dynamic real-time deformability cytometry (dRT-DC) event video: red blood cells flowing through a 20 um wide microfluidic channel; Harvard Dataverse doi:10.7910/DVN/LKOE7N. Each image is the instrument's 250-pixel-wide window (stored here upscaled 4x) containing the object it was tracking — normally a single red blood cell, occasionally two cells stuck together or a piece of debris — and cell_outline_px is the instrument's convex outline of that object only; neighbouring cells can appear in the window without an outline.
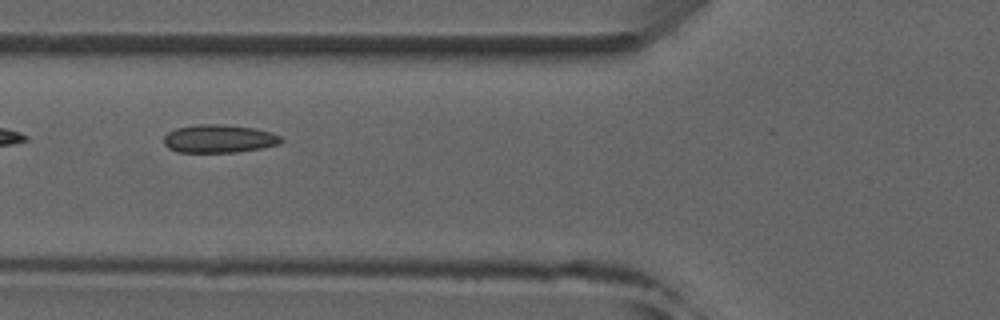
{"species": "common noctule bat (a hibernating species)", "species_latin": "Nyctalus noctula", "temperature_condition": "room temperature", "stored_images_in_passage": 5, "camera_frame_rate_fps": 3000, "um_per_image_px": 0.085, "animal": {"sex": "male", "forearm_length_mm": 52.5}, "frame": {"image": 1, "passage_image": 5, "time_ms": 5.333, "image_size_px": [1000, 320], "cell_outline_px": [[284, 140], [280, 144], [260, 148], [236, 152], [176, 152], [168, 148], [164, 144], [164, 136], [168, 132], [176, 128], [196, 124], [224, 124], [252, 128], [272, 132], [280, 136]], "centroid_in_image_um": [18.6, 11.79], "position_along_channel_um": 107.2, "area_um2": 19.31}}